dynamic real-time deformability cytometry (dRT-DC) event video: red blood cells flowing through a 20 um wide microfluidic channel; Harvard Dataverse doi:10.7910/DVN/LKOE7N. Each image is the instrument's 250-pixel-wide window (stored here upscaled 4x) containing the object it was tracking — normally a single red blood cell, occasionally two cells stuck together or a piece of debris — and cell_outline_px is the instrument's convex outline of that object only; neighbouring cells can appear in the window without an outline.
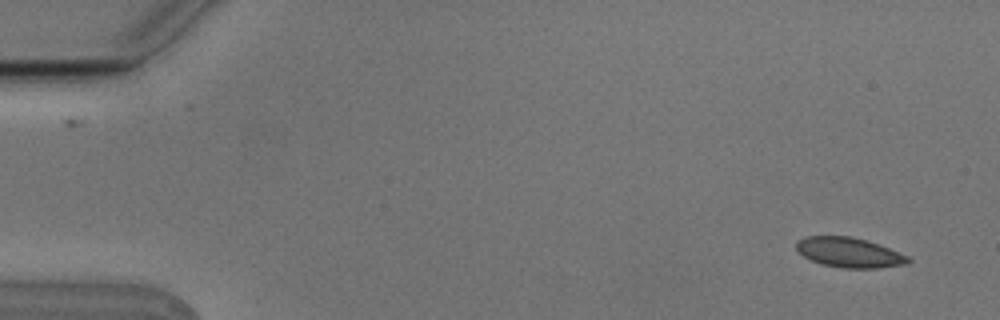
{"species": "Egyptian fruit bat (a non-hibernating species)", "species_latin": "Rousettus aegyptiacus", "temperature_condition": "cold", "stored_images_in_passage": 2, "camera_frame_rate_fps": 3000, "um_per_image_px": 0.085, "animal": {"sex": "male"}, "frame": {"image": 1, "passage_image": 2, "time_ms": 0.333, "image_size_px": [1000, 320], "cell_outline_px": [[912, 260], [904, 264], [880, 268], [840, 268], [820, 264], [804, 256], [796, 248], [796, 240], [804, 236], [852, 236], [868, 240], [880, 244], [908, 256]], "centroid_in_image_um": [72.17, 21.45], "position_along_channel_um": 12.8, "area_um2": 19.65}}